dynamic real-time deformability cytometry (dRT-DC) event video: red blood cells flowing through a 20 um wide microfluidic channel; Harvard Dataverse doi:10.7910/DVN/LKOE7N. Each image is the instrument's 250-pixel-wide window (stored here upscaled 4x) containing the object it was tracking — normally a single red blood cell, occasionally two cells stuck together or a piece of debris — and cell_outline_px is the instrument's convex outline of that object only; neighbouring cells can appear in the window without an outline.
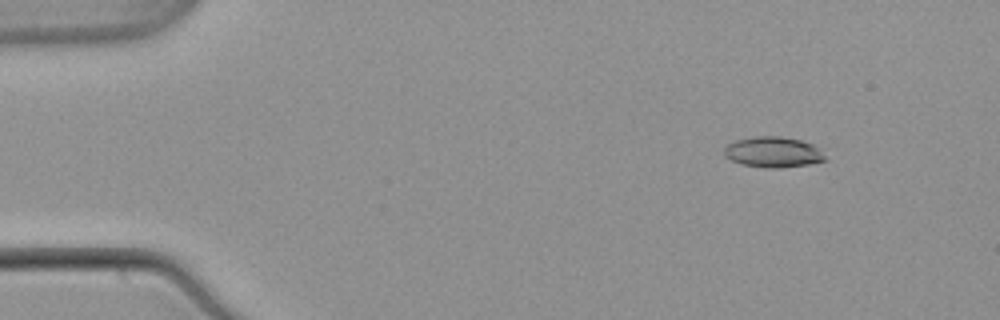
{"species": "common noctule bat (a hibernating species)", "species_latin": "Nyctalus noctula", "temperature_condition": "warm", "stored_images_in_passage": 53, "camera_frame_rate_fps": 3000, "um_per_image_px": 0.085, "animal": {"sex": "male", "body_mass_g": 21.5, "forearm_length_mm": 52.0}, "frame": {"image": 1, "passage_image": 6, "time_ms": 1.667, "image_size_px": [1000, 320], "cell_outline_px": [[828, 160], [808, 164], [780, 168], [764, 168], [740, 164], [724, 156], [724, 148], [728, 144], [736, 140], [752, 136], [780, 136], [800, 140], [812, 144], [820, 148]], "centroid_in_image_um": [65.72, 12.93], "position_along_channel_um": 19.3, "area_um2": 18.21}}
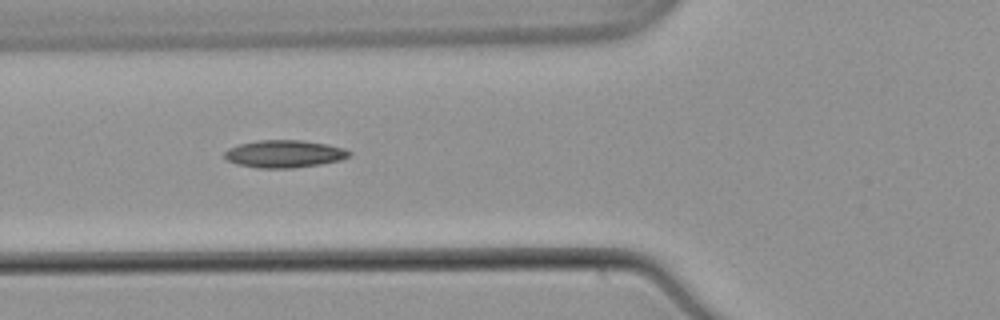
{"frame": {"image": 2, "passage_image": 20, "time_ms": 6.333, "image_size_px": [1000, 320], "cell_outline_px": [[352, 156], [340, 160], [320, 164], [292, 168], [256, 168], [236, 164], [228, 160], [224, 156], [224, 152], [228, 148], [240, 144], [260, 140], [300, 140], [328, 144], [344, 148], [352, 152]], "centroid_in_image_um": [24.19, 13.08], "position_along_channel_um": 101.6, "area_um2": 20.06}}
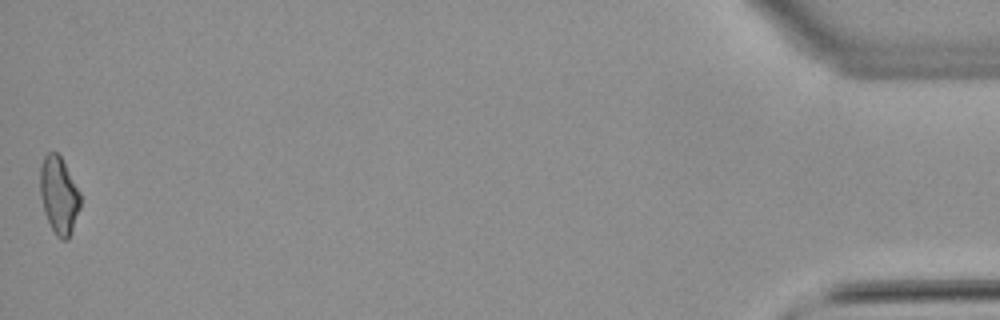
{"frame": {"image": 3, "passage_image": 53, "time_ms": 17.333, "image_size_px": [1000, 320], "cell_outline_px": [[80, 208], [72, 232], [68, 240], [60, 240], [56, 236], [44, 212], [40, 196], [40, 168], [44, 156], [48, 152], [56, 152], [60, 156], [80, 192]], "centroid_in_image_um": [5.01, 16.63], "position_along_channel_um": 430.2, "area_um2": 18.09}, "authors_computed_cell_mechanics": {"area_um2": 18.3226, "velocity_mm_per_s": 3.8782, "shape_relaxation_time_tau1_ms": null, "shape_relaxation_time_tau2_ms": 6.0122, "deformation_change_tau1": null, "deformation_change_tau2": 0.1607}}